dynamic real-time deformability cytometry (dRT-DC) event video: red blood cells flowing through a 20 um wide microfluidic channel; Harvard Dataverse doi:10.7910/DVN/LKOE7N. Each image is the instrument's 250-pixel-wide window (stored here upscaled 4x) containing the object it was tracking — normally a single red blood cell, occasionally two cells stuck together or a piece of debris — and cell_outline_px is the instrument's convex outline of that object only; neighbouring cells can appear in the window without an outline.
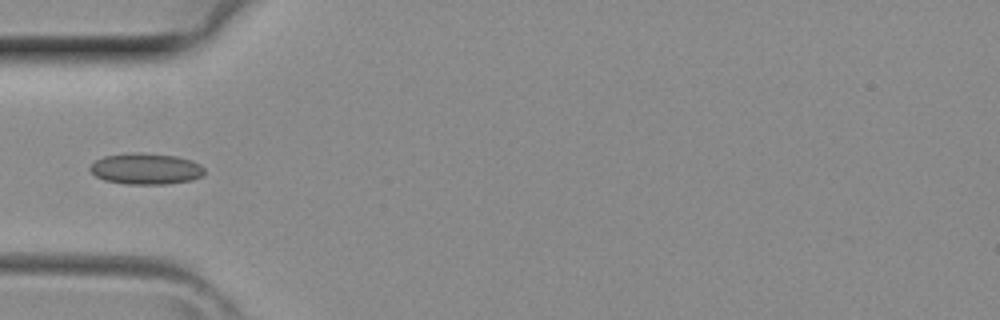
{"species": "common noctule bat (a hibernating species)", "species_latin": "Nyctalus noctula", "temperature_condition": "room temperature", "stored_images_in_passage": 3, "camera_frame_rate_fps": 3000, "um_per_image_px": 0.085, "animal": {"sex": "female", "body_mass_g": 29.2, "forearm_length_mm": 56.3}, "frame": {"image": 1, "passage_image": 3, "time_ms": 0.667, "image_size_px": [1000, 320], "cell_outline_px": [[204, 176], [192, 180], [164, 184], [128, 184], [104, 180], [96, 176], [88, 168], [96, 160], [104, 156], [132, 152], [140, 152], [176, 156], [192, 160], [200, 164], [204, 168]], "centroid_in_image_um": [12.42, 14.34], "position_along_channel_um": 72.6, "area_um2": 20.87}}